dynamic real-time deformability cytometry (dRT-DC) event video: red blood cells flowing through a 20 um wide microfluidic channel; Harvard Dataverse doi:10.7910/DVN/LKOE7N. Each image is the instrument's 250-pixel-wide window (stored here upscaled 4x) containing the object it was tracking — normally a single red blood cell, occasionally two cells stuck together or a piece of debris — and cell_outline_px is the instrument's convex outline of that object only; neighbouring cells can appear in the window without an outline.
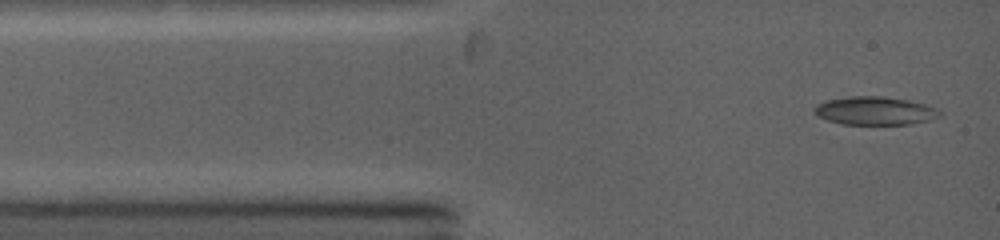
{"species": "common noctule bat (a hibernating species)", "species_latin": "Nyctalus noctula", "temperature_condition": "warm", "stored_images_in_passage": 32, "camera_frame_rate_fps": 5000, "um_per_image_px": 0.085, "animal": {"sex": "female", "body_mass_g": 19.0, "forearm_length_mm": 53.3}, "frame": {"image": 1, "passage_image": 1, "time_ms": 0.0, "image_size_px": [1000, 240], "cell_outline_px": [[940, 116], [928, 120], [912, 124], [840, 124], [828, 120], [820, 116], [812, 108], [816, 104], [824, 100], [848, 96], [880, 96], [908, 100], [924, 104], [936, 108], [940, 112]], "centroid_in_image_um": [74.33, 9.41], "position_along_channel_um": 10.7, "area_um2": 20.58}}
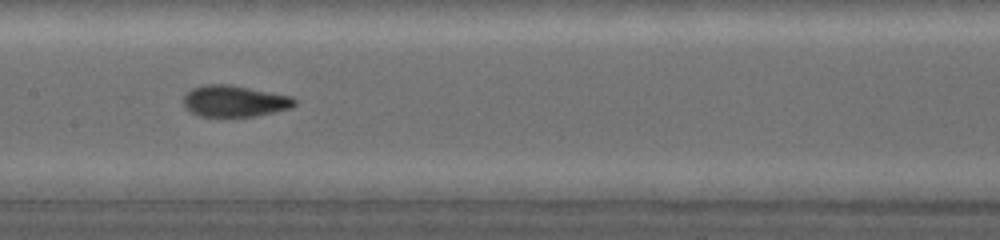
{"frame": {"image": 2, "passage_image": 14, "time_ms": 5.2, "image_size_px": [1000, 240], "cell_outline_px": [[296, 104], [292, 108], [256, 116], [200, 116], [184, 108], [184, 96], [192, 88], [204, 84], [228, 84], [292, 96], [296, 100]], "centroid_in_image_um": [19.94, 8.59], "position_along_channel_um": 187.5, "area_um2": 20.29}}
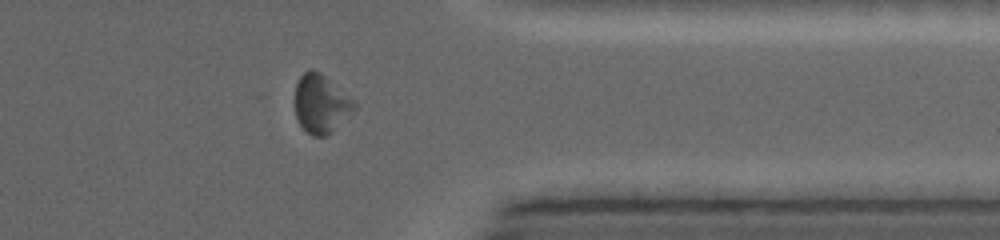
{"frame": {"image": 3, "passage_image": 26, "time_ms": 10.0, "image_size_px": [1000, 240], "cell_outline_px": [[356, 108], [332, 132], [324, 136], [312, 136], [296, 120], [296, 84], [300, 76], [308, 68], [312, 68], [320, 72], [356, 100]], "centroid_in_image_um": [27.3, 8.8], "position_along_channel_um": 384.1, "area_um2": 20.29}, "authors_computed_cell_mechanics": {"area_um2": 20.0855, "velocity_mm_per_s": 4.2405, "shape_relaxation_time_tau1_ms": null, "shape_relaxation_time_tau2_ms": 2.4824, "deformation_change_tau1": null, "deformation_change_tau2": 0.0893}}